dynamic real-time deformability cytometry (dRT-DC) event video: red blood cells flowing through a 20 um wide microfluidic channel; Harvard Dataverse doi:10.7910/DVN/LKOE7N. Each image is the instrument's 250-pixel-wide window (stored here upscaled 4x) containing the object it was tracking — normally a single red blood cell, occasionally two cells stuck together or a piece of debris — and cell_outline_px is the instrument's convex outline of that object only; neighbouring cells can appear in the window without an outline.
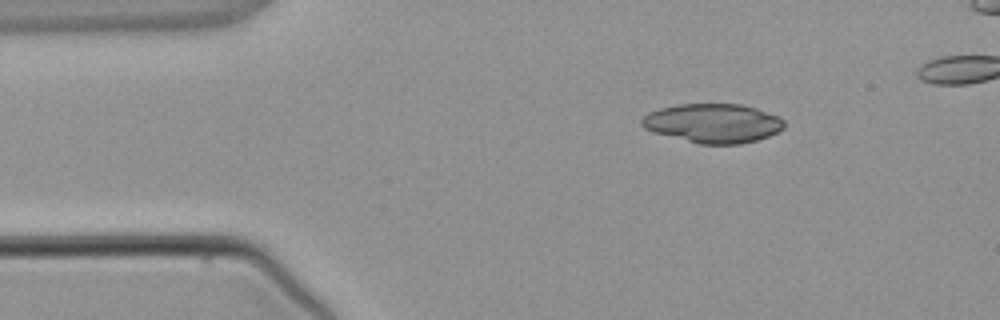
{"species": "common noctule bat (a hibernating species)", "species_latin": "Nyctalus noctula", "temperature_condition": "warm", "stored_images_in_passage": 4, "camera_frame_rate_fps": 3000, "um_per_image_px": 0.085, "animal": {"sex": "male", "body_mass_g": 21.5, "forearm_length_mm": 52.0}, "frame": {"image": 1, "passage_image": 4, "time_ms": 4.667, "image_size_px": [1000, 320], "cell_outline_px": [[784, 128], [768, 136], [756, 140], [740, 144], [700, 144], [652, 132], [644, 128], [640, 124], [640, 120], [648, 112], [660, 108], [676, 104], [740, 104], [756, 108], [776, 116], [784, 120]], "centroid_in_image_um": [60.56, 10.47], "position_along_channel_um": 24.4, "area_um2": 32.43}}